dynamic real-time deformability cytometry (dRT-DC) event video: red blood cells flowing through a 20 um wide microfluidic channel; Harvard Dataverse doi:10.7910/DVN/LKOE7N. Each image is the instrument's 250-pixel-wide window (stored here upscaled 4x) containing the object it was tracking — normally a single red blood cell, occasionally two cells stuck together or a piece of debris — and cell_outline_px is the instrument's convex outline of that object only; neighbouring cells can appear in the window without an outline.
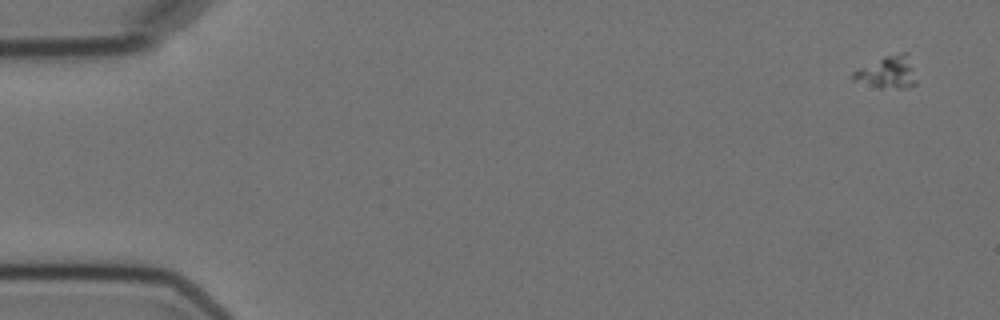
{"species": "Egyptian fruit bat (a non-hibernating species)", "species_latin": "Rousettus aegyptiacus", "temperature_condition": "cold", "stored_images_in_passage": 6, "camera_frame_rate_fps": 3000, "um_per_image_px": 0.085, "animal": {"sex": "female"}, "frame": {"image": 1, "passage_image": 1, "time_ms": 0.0, "image_size_px": [1000, 320], "cell_outline_px": [[916, 84], [904, 88], [880, 88], [852, 80], [852, 72], [884, 56], [900, 52], [908, 52], [916, 80]], "centroid_in_image_um": [75.45, 6.14], "position_along_channel_um": 9.6, "area_um2": 11.85}}
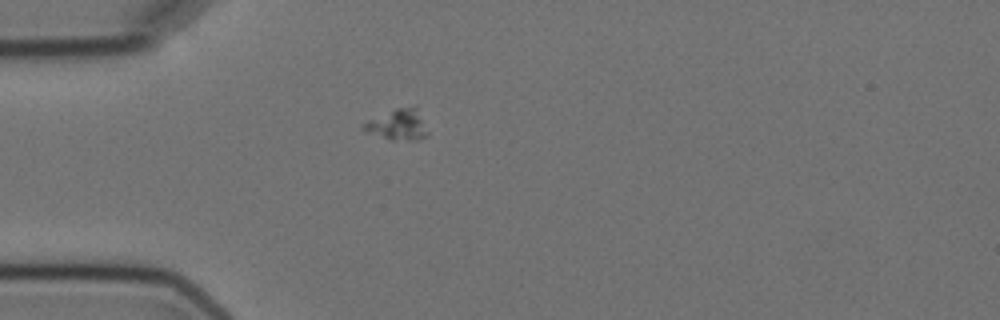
{"frame": {"image": 2, "passage_image": 5, "time_ms": 4.667, "image_size_px": [1000, 320], "cell_outline_px": [[428, 136], [416, 140], [388, 140], [364, 132], [360, 128], [368, 120], [396, 108], [412, 108], [428, 132]], "centroid_in_image_um": [33.7, 10.68], "position_along_channel_um": 51.3, "area_um2": 11.04}}